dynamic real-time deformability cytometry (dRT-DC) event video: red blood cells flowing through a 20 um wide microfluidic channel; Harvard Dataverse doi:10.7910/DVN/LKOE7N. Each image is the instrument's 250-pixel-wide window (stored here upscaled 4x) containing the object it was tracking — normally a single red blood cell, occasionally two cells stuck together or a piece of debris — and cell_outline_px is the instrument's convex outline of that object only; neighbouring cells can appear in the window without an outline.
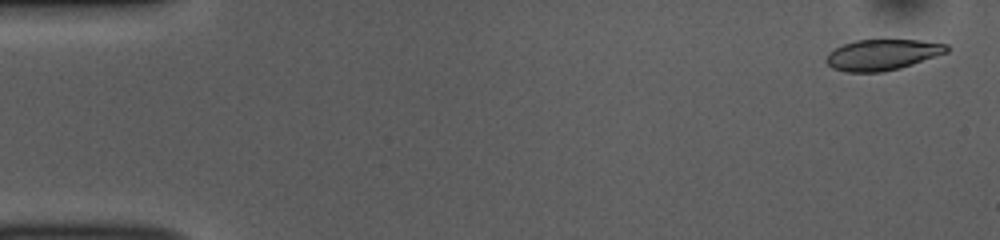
{"species": "common noctule bat (a hibernating species)", "species_latin": "Nyctalus noctula", "temperature_condition": "room temperature", "stored_images_in_passage": 52, "camera_frame_rate_fps": 3000, "um_per_image_px": 0.085, "animal": {"sex": "female", "body_mass_g": 10.0, "forearm_length_mm": 53.1}, "frame": {"image": 1, "passage_image": 2, "time_ms": 0.333, "image_size_px": [1000, 240], "cell_outline_px": [[948, 52], [900, 68], [884, 72], [844, 72], [832, 68], [824, 60], [828, 52], [844, 44], [856, 40], [920, 40], [948, 44]], "centroid_in_image_um": [74.97, 4.66], "position_along_channel_um": 10.0, "area_um2": 21.68}}
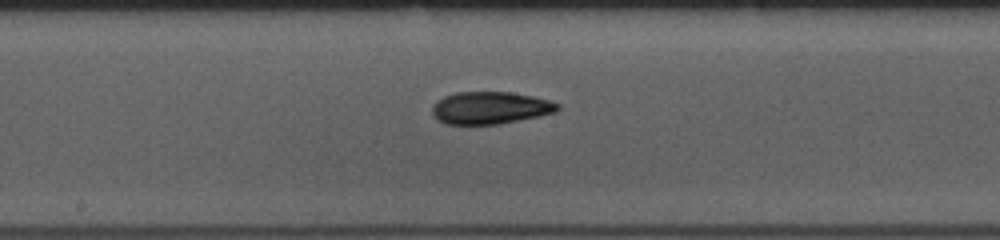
{"frame": {"image": 2, "passage_image": 27, "time_ms": 8.667, "image_size_px": [1000, 240], "cell_outline_px": [[560, 108], [556, 112], [540, 116], [500, 124], [448, 124], [432, 116], [432, 104], [436, 100], [444, 96], [456, 92], [512, 92], [532, 96], [548, 100], [560, 104]], "centroid_in_image_um": [41.66, 9.16], "position_along_channel_um": 206.5, "area_um2": 23.76}}
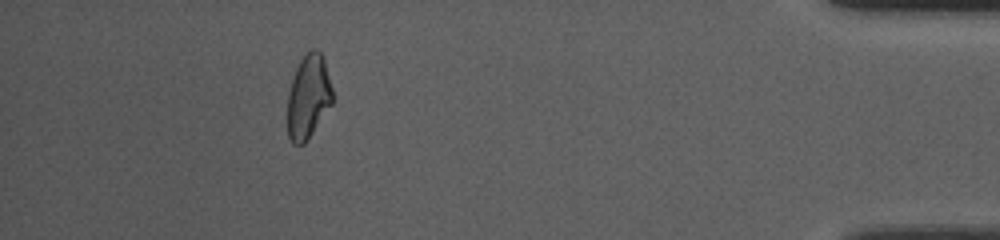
{"frame": {"image": 3, "passage_image": 47, "time_ms": 15.333, "image_size_px": [1000, 240], "cell_outline_px": [[332, 104], [308, 140], [304, 144], [292, 144], [288, 136], [288, 92], [292, 76], [300, 60], [308, 48], [316, 48], [320, 52], [324, 60], [332, 88]], "centroid_in_image_um": [26.2, 8.21], "position_along_channel_um": 409.0, "area_um2": 22.2}, "authors_computed_cell_mechanics": {"area_um2": 23.12, "velocity_mm_per_s": 3.8569, "shape_relaxation_time_tau1_ms": 4.8502, "shape_relaxation_time_tau2_ms": 2.676, "deformation_change_tau1": 0.1665, "deformation_change_tau2": 0.0896}}